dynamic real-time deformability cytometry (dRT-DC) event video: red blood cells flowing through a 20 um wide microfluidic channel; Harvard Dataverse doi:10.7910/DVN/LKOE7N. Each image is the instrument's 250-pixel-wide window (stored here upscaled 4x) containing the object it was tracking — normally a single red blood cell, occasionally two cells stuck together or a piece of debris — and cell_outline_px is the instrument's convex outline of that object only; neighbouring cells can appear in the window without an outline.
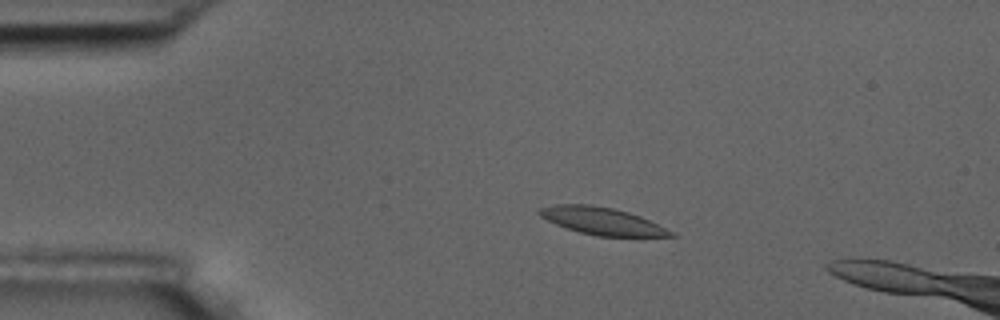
{"species": "common noctule bat (a hibernating species)", "species_latin": "Nyctalus noctula", "temperature_condition": "room temperature", "stored_images_in_passage": 3, "camera_frame_rate_fps": 3000, "um_per_image_px": 0.085, "animal": {"sex": "male", "body_mass_g": 17.5, "forearm_length_mm": 52.3}, "frame": {"image": 1, "passage_image": 2, "time_ms": 1.0, "image_size_px": [1000, 320], "cell_outline_px": [[676, 236], [596, 236], [580, 232], [556, 224], [540, 216], [536, 212], [540, 208], [556, 204], [592, 204], [612, 208], [628, 212], [640, 216], [672, 232]], "centroid_in_image_um": [51.11, 18.77], "position_along_channel_um": 33.9, "area_um2": 20.52}}